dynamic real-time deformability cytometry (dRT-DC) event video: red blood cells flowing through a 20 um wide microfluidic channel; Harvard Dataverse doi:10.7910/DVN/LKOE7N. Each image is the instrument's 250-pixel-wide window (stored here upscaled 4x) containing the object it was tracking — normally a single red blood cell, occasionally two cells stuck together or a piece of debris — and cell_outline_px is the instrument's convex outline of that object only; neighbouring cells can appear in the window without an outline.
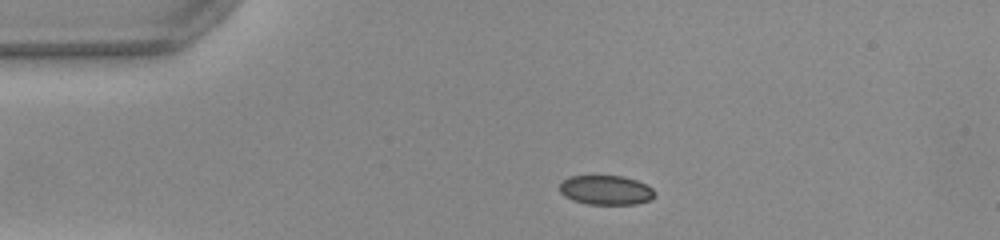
{"species": "common noctule bat (a hibernating species)", "species_latin": "Nyctalus noctula", "temperature_condition": "warm", "stored_images_in_passage": 32, "camera_frame_rate_fps": 3000, "um_per_image_px": 0.085, "animal": {"sex": "female", "body_mass_g": 22.0, "forearm_length_mm": 56.7}, "frame": {"image": 1, "passage_image": 1, "time_ms": 0.0, "image_size_px": [1000, 240], "cell_outline_px": [[656, 192], [652, 200], [636, 204], [588, 204], [572, 200], [564, 196], [560, 192], [560, 184], [568, 176], [624, 176], [648, 184]], "centroid_in_image_um": [51.54, 16.16], "position_along_channel_um": 33.5, "area_um2": 16.47}}
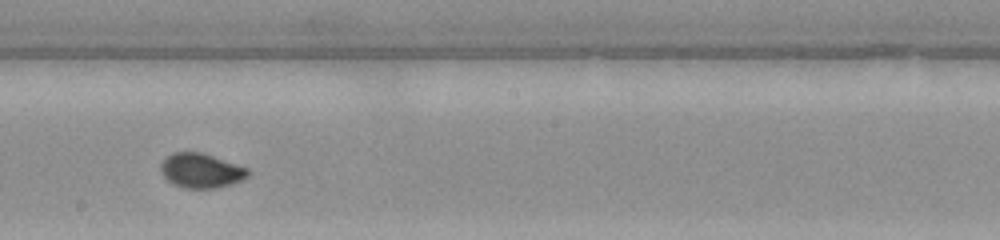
{"frame": {"image": 2, "passage_image": 19, "time_ms": 6.0, "image_size_px": [1000, 240], "cell_outline_px": [[248, 176], [232, 184], [216, 188], [184, 188], [172, 184], [160, 172], [160, 164], [168, 156], [176, 152], [200, 152], [248, 168]], "centroid_in_image_um": [17.07, 14.51], "position_along_channel_um": 231.1, "area_um2": 17.34}}
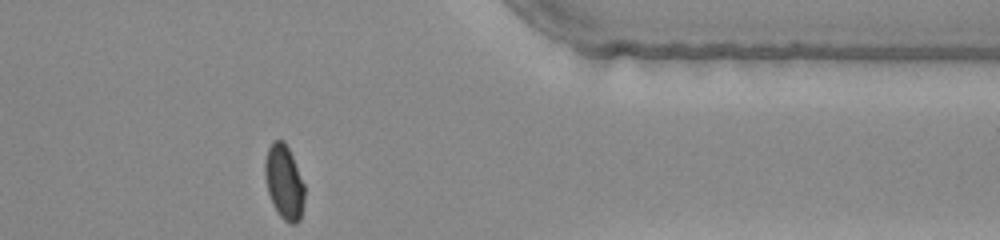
{"frame": {"image": 3, "passage_image": 32, "time_ms": 10.333, "image_size_px": [1000, 240], "cell_outline_px": [[304, 200], [300, 220], [296, 224], [288, 224], [276, 212], [272, 204], [268, 192], [264, 176], [264, 160], [268, 148], [272, 140], [284, 140], [292, 156], [304, 184]], "centroid_in_image_um": [24.13, 15.49], "position_along_channel_um": 387.3, "area_um2": 17.34}, "authors_computed_cell_mechanics": {"area_um2": 17.2822, "velocity_mm_per_s": 4.0112, "shape_relaxation_time_tau1_ms": 3.913, "shape_relaxation_time_tau2_ms": null, "deformation_change_tau1": 0.142, "deformation_change_tau2": null}}